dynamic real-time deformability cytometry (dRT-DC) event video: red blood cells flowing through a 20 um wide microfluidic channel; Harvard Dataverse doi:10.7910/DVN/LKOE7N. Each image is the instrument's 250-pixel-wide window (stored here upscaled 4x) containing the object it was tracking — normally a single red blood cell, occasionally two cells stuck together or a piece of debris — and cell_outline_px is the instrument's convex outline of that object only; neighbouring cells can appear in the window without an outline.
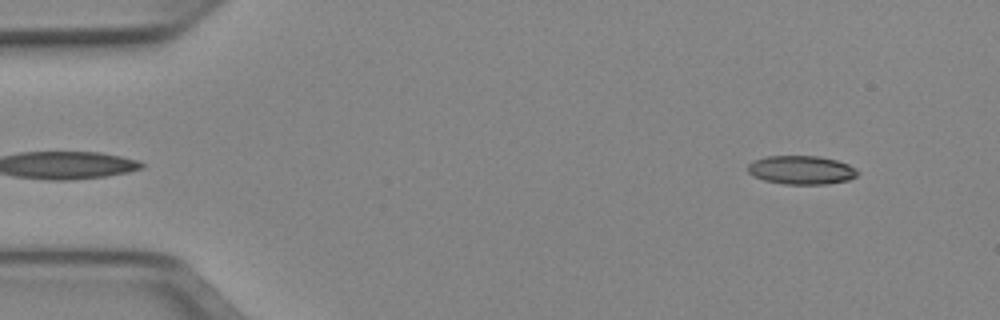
{"species": "Egyptian fruit bat (a non-hibernating species)", "species_latin": "Rousettus aegyptiacus", "temperature_condition": "cold", "stored_images_in_passage": 47, "camera_frame_rate_fps": 3000, "um_per_image_px": 0.085, "animal": {"sex": "female"}, "frame": {"image": 1, "passage_image": 1, "time_ms": 0.0, "image_size_px": [1000, 320], "cell_outline_px": [[860, 172], [856, 176], [848, 180], [824, 184], [784, 184], [764, 180], [752, 176], [748, 172], [748, 164], [752, 160], [764, 156], [820, 156], [836, 160], [848, 164], [856, 168]], "centroid_in_image_um": [68.09, 14.44], "position_along_channel_um": 16.9, "area_um2": 18.5}}
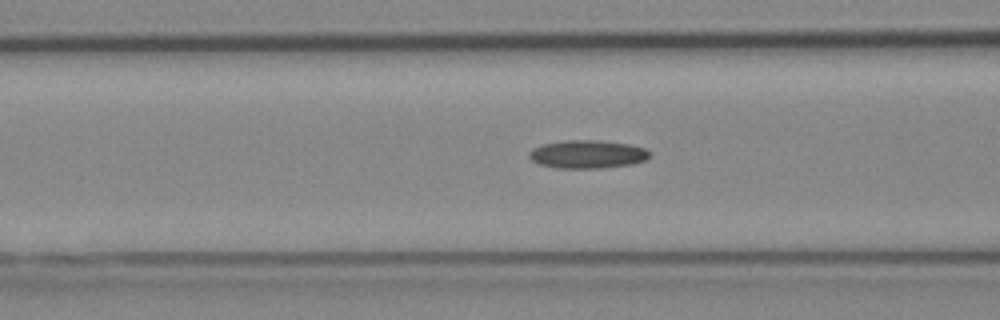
{"frame": {"image": 2, "passage_image": 16, "time_ms": 5.0, "image_size_px": [1000, 320], "cell_outline_px": [[652, 156], [644, 160], [632, 164], [600, 168], [556, 168], [540, 164], [532, 160], [528, 156], [528, 152], [532, 148], [544, 144], [564, 140], [596, 140], [628, 144], [644, 148]], "centroid_in_image_um": [49.91, 13.11], "position_along_channel_um": 116.7, "area_um2": 19.71}}
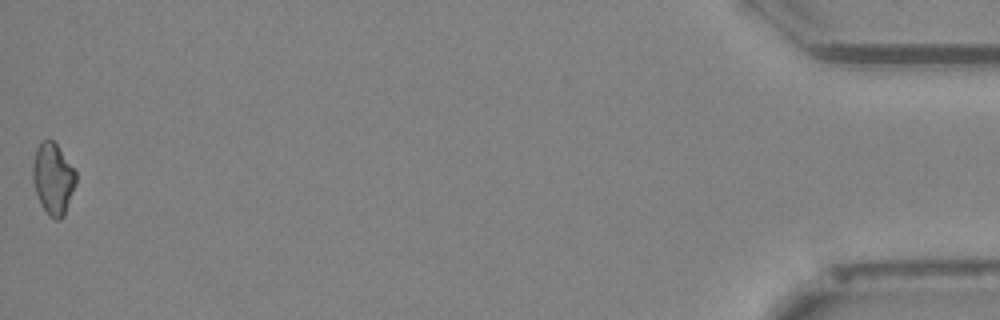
{"frame": {"image": 3, "passage_image": 47, "time_ms": 15.333, "image_size_px": [1000, 320], "cell_outline_px": [[76, 184], [64, 216], [60, 220], [56, 220], [48, 216], [40, 204], [32, 180], [32, 164], [36, 148], [44, 140], [52, 140], [56, 144], [76, 172]], "centroid_in_image_um": [4.5, 15.23], "position_along_channel_um": 430.7, "area_um2": 17.98}}